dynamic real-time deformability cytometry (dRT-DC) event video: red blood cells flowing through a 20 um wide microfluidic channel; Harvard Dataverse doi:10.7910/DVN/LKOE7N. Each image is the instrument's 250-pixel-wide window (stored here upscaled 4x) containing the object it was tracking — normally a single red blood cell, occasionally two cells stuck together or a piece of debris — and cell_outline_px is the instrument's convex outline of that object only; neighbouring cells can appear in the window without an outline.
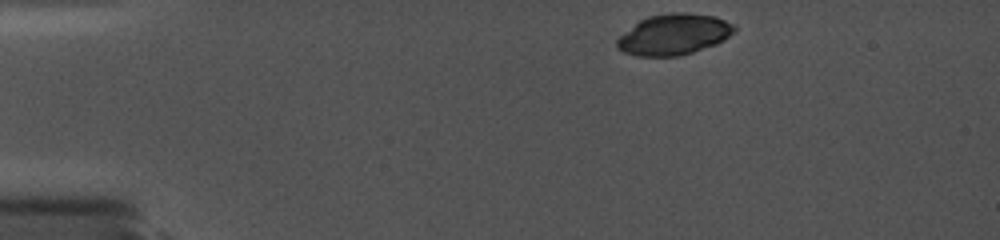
{"species": "common noctule bat (a hibernating species)", "species_latin": "Nyctalus noctula", "temperature_condition": "cold", "stored_images_in_passage": 4, "camera_frame_rate_fps": 5000, "um_per_image_px": 0.085, "animal": {"sex": "female", "body_mass_g": 19.0, "forearm_length_mm": 56.7}, "frame": {"image": 1, "passage_image": 1, "time_ms": 0.0, "image_size_px": [1000, 240], "cell_outline_px": [[736, 28], [724, 40], [716, 44], [680, 56], [636, 56], [624, 52], [616, 48], [616, 40], [620, 36], [640, 20], [648, 16], [672, 12], [684, 12], [716, 16], [736, 24]], "centroid_in_image_um": [57.29, 2.92], "position_along_channel_um": 27.7, "area_um2": 27.98}}